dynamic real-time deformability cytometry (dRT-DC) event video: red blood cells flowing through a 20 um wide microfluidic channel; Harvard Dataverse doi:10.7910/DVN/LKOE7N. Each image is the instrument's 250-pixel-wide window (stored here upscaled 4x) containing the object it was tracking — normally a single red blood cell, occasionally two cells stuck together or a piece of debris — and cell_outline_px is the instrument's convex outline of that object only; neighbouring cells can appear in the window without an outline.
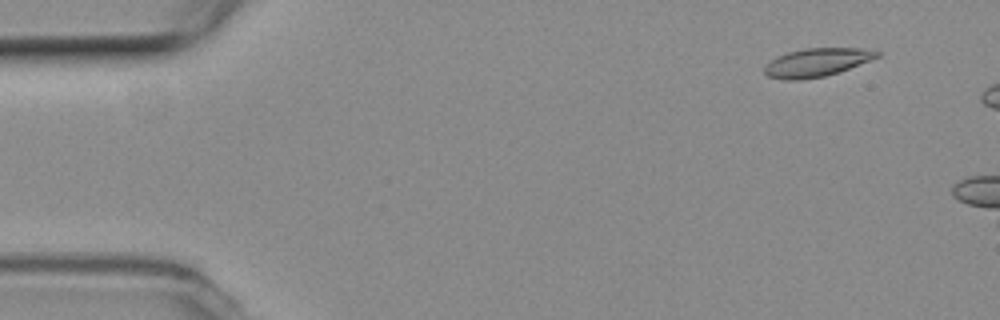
{"species": "common noctule bat (a hibernating species)", "species_latin": "Nyctalus noctula", "temperature_condition": "room temperature", "stored_images_in_passage": 10, "camera_frame_rate_fps": 3000, "um_per_image_px": 0.085, "animal": {"sex": "female", "body_mass_g": 19.3, "forearm_length_mm": 54.1}, "frame": {"image": 1, "passage_image": 5, "time_ms": 1.333, "image_size_px": [1000, 320], "cell_outline_px": [[880, 56], [840, 72], [824, 76], [800, 80], [784, 80], [768, 76], [764, 72], [764, 68], [772, 60], [788, 52], [804, 48], [860, 48], [880, 52]], "centroid_in_image_um": [69.44, 5.31], "position_along_channel_um": 15.6, "area_um2": 18.38}}